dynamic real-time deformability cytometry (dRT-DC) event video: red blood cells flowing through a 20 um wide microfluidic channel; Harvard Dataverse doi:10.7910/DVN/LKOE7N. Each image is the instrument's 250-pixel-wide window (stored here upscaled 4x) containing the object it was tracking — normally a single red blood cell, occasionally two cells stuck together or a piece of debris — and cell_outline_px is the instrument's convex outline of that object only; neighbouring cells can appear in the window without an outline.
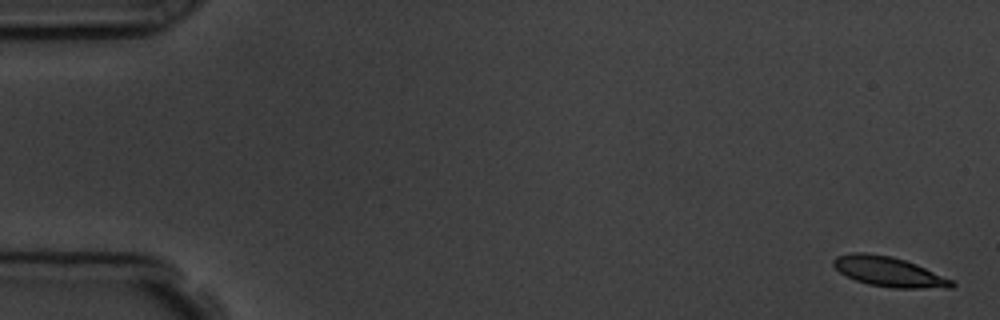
{"species": "common noctule bat (a hibernating species)", "species_latin": "Nyctalus noctula", "temperature_condition": "room temperature", "stored_images_in_passage": 7, "camera_frame_rate_fps": 3000, "um_per_image_px": 0.085, "animal": {"sex": "male", "body_mass_g": 19.5, "forearm_length_mm": 54.6}, "frame": {"image": 1, "passage_image": 1, "time_ms": 0.0, "image_size_px": [1000, 320], "cell_outline_px": [[956, 284], [952, 288], [892, 288], [868, 284], [856, 280], [840, 272], [832, 264], [832, 260], [836, 256], [852, 252], [864, 252], [892, 256], [916, 264], [952, 280]], "centroid_in_image_um": [75.53, 23.09], "position_along_channel_um": 9.5, "area_um2": 20.52}}
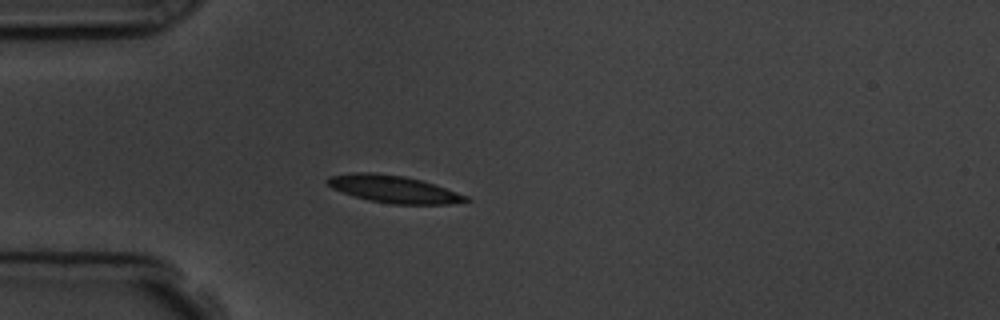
{"frame": {"image": 2, "passage_image": 5, "time_ms": 4.667, "image_size_px": [1000, 320], "cell_outline_px": [[472, 200], [448, 204], [392, 204], [368, 200], [332, 188], [324, 180], [328, 176], [352, 172], [372, 172], [404, 176], [420, 180], [468, 196]], "centroid_in_image_um": [33.42, 16.07], "position_along_channel_um": 51.6, "area_um2": 21.79}}